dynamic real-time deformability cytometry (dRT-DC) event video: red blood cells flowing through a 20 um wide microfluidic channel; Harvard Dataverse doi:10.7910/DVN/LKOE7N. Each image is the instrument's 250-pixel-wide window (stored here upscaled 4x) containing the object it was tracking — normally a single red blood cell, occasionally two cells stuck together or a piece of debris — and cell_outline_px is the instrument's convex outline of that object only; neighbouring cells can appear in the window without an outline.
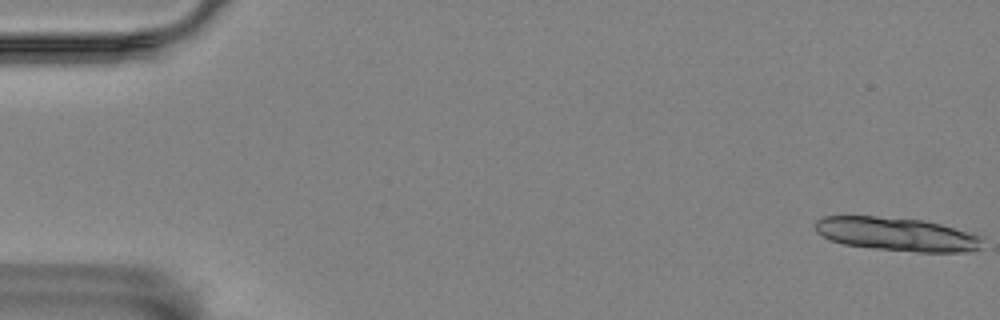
{"species": "Egyptian fruit bat (a non-hibernating species)", "species_latin": "Rousettus aegyptiacus", "temperature_condition": "room temperature", "stored_images_in_passage": 3, "camera_frame_rate_fps": 3000, "um_per_image_px": 0.085, "animal": {"sex": "female"}, "frame": {"image": 1, "passage_image": 1, "time_ms": 0.0, "image_size_px": [1000, 320], "cell_outline_px": [[984, 244], [980, 248], [972, 252], [916, 252], [872, 248], [844, 244], [832, 240], [816, 232], [816, 220], [824, 216], [876, 216], [920, 220], [940, 224], [984, 236]], "centroid_in_image_um": [76.3, 19.92], "position_along_channel_um": 8.7, "area_um2": 32.77}}